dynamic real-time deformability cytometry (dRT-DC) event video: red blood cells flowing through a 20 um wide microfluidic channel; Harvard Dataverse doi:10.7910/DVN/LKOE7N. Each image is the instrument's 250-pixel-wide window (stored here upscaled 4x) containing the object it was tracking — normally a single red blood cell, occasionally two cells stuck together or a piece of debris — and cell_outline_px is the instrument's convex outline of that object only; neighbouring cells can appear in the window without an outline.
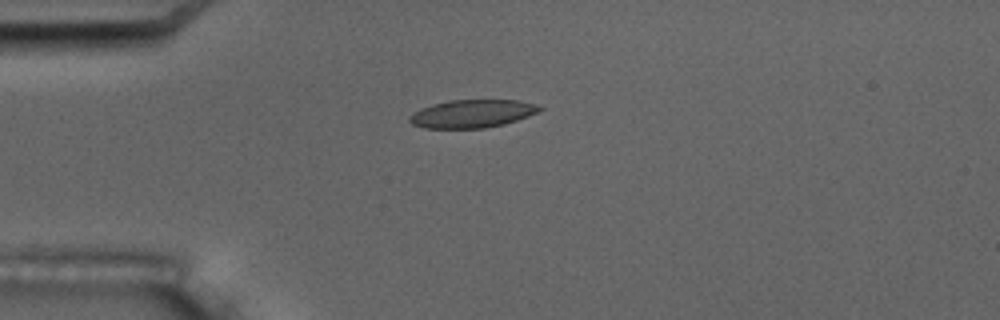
{"species": "common noctule bat (a hibernating species)", "species_latin": "Nyctalus noctula", "temperature_condition": "room temperature", "stored_images_in_passage": 9, "camera_frame_rate_fps": 3000, "um_per_image_px": 0.085, "animal": {"sex": "male", "body_mass_g": 17.5, "forearm_length_mm": 52.3}, "frame": {"image": 1, "passage_image": 2, "time_ms": 1.0, "image_size_px": [1000, 320], "cell_outline_px": [[544, 108], [528, 116], [504, 124], [484, 128], [424, 128], [412, 124], [408, 120], [408, 116], [412, 112], [420, 108], [448, 100], [520, 100], [536, 104]], "centroid_in_image_um": [40.1, 9.66], "position_along_channel_um": 44.9, "area_um2": 21.27}}
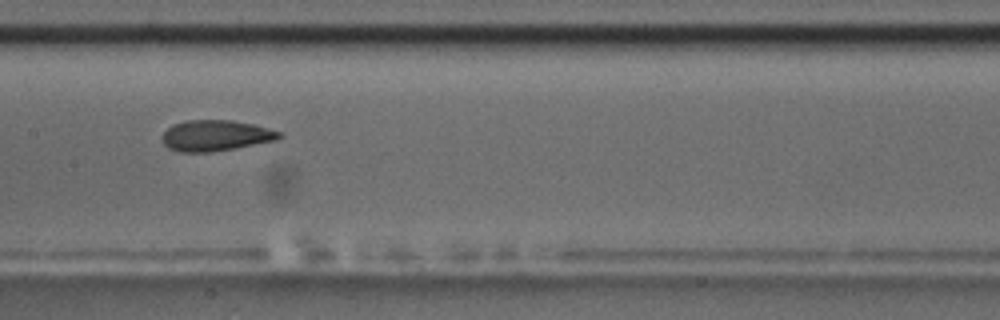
{"frame": {"image": 2, "passage_image": 6, "time_ms": 5.667, "image_size_px": [1000, 320], "cell_outline_px": [[284, 136], [276, 140], [236, 148], [208, 152], [180, 152], [168, 148], [164, 144], [160, 136], [172, 124], [188, 120], [232, 120], [252, 124], [268, 128], [280, 132]], "centroid_in_image_um": [18.31, 11.52], "position_along_channel_um": 189.1, "area_um2": 21.1}}
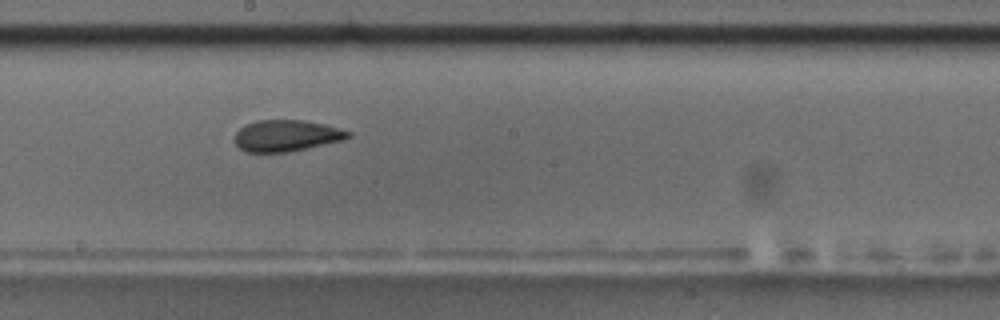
{"frame": {"image": 3, "passage_image": 7, "time_ms": 6.667, "image_size_px": [1000, 320], "cell_outline_px": [[352, 136], [344, 140], [288, 152], [248, 152], [240, 148], [236, 144], [236, 132], [244, 124], [256, 120], [304, 120], [324, 124], [352, 132]], "centroid_in_image_um": [24.36, 11.52], "position_along_channel_um": 223.8, "area_um2": 20.75}}